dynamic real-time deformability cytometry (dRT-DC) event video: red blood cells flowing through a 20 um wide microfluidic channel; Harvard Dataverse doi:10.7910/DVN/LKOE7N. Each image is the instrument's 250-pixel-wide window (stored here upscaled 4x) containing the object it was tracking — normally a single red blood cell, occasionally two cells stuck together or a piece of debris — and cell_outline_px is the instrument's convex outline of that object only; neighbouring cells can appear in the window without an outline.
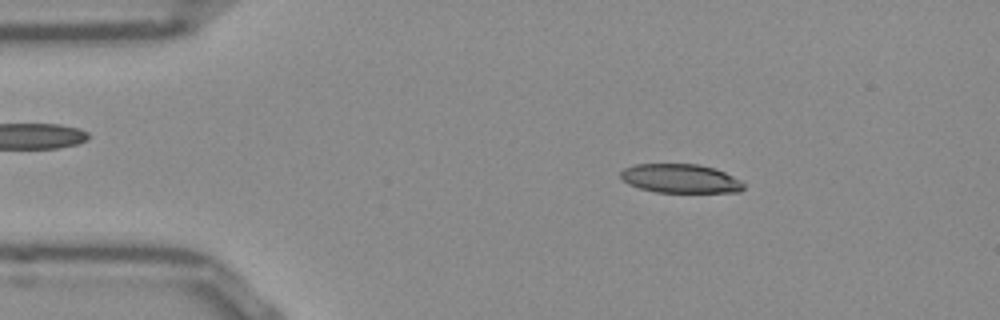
{"species": "Egyptian fruit bat (a non-hibernating species)", "species_latin": "Rousettus aegyptiacus", "temperature_condition": "room temperature", "stored_images_in_passage": 47, "camera_frame_rate_fps": 3000, "um_per_image_px": 0.085, "frame": {"image": 1, "passage_image": 4, "time_ms": 1.0, "image_size_px": [1000, 320], "cell_outline_px": [[744, 188], [740, 192], [656, 192], [640, 188], [628, 184], [620, 176], [620, 172], [624, 168], [636, 164], [700, 164], [716, 168], [740, 180], [744, 184]], "centroid_in_image_um": [57.84, 15.17], "position_along_channel_um": 27.2, "area_um2": 20.75}}
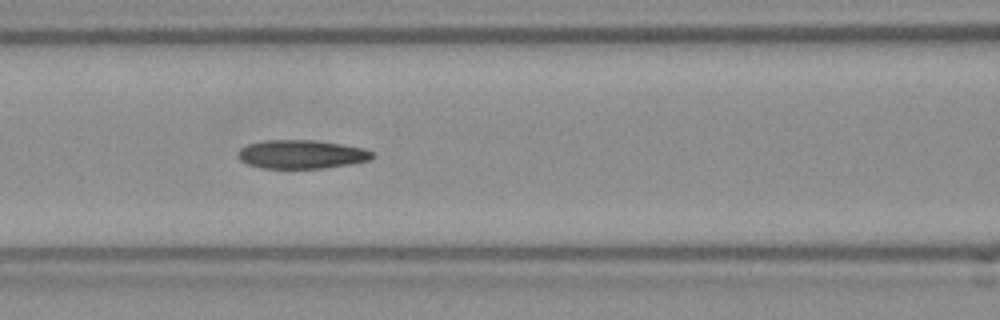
{"frame": {"image": 2, "passage_image": 17, "time_ms": 5.333, "image_size_px": [1000, 320], "cell_outline_px": [[372, 160], [324, 168], [264, 168], [248, 164], [240, 160], [236, 156], [240, 148], [248, 144], [264, 140], [316, 140], [364, 148], [372, 152]], "centroid_in_image_um": [25.6, 13.11], "position_along_channel_um": 141.0, "area_um2": 22.37}}
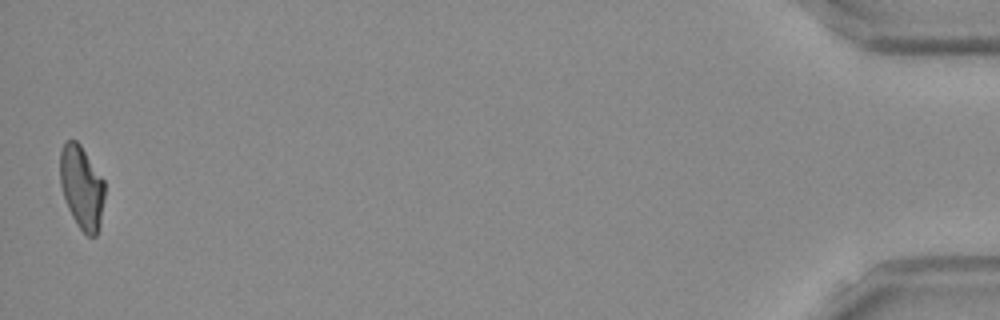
{"frame": {"image": 3, "passage_image": 47, "time_ms": 15.333, "image_size_px": [1000, 320], "cell_outline_px": [[104, 196], [100, 224], [96, 236], [88, 236], [80, 228], [72, 216], [68, 208], [60, 184], [60, 152], [64, 144], [68, 140], [76, 140], [80, 144], [104, 180]], "centroid_in_image_um": [6.94, 15.91], "position_along_channel_um": 428.3, "area_um2": 21.39}, "authors_computed_cell_mechanics": {"area_um2": 22.4842, "velocity_mm_per_s": 3.8563, "shape_relaxation_time_tau1_ms": null, "shape_relaxation_time_tau2_ms": 4.078, "deformation_change_tau1": null, "deformation_change_tau2": 0.118}}